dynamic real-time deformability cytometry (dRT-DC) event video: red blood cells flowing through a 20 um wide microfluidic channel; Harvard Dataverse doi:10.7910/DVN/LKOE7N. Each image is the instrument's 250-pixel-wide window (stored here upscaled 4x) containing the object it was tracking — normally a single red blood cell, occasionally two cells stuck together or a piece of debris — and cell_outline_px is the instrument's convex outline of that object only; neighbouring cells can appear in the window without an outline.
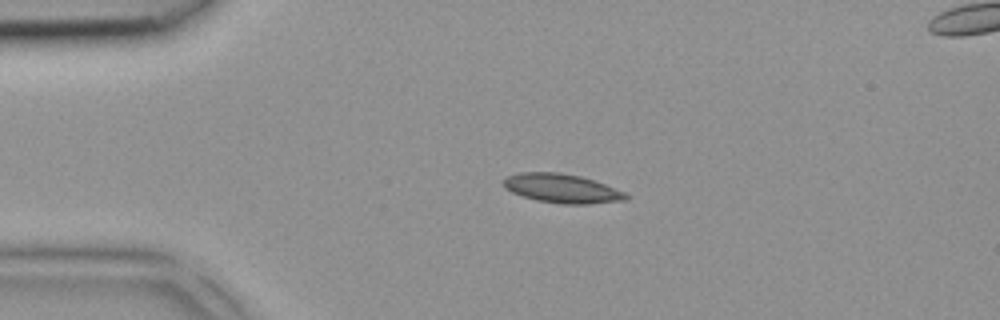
{"species": "common noctule bat (a hibernating species)", "species_latin": "Nyctalus noctula", "temperature_condition": "room temperature", "stored_images_in_passage": 5, "camera_frame_rate_fps": 3000, "um_per_image_px": 0.085, "animal": {"sex": "female", "body_mass_g": 18.4}, "frame": {"image": 1, "passage_image": 3, "time_ms": 0.667, "image_size_px": [1000, 320], "cell_outline_px": [[628, 200], [588, 204], [564, 204], [536, 200], [512, 192], [504, 184], [504, 180], [508, 176], [520, 172], [560, 172], [580, 176], [604, 184], [624, 192], [628, 196]], "centroid_in_image_um": [47.79, 16.02], "position_along_channel_um": 37.2, "area_um2": 20.4}}